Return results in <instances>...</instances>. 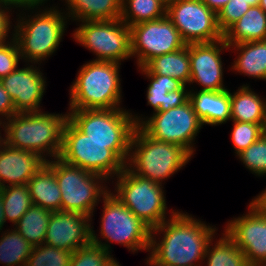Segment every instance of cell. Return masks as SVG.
I'll use <instances>...</instances> for the list:
<instances>
[{
    "label": "cell",
    "instance_id": "cell-1",
    "mask_svg": "<svg viewBox=\"0 0 266 266\" xmlns=\"http://www.w3.org/2000/svg\"><path fill=\"white\" fill-rule=\"evenodd\" d=\"M169 214V219L151 230L149 254L164 265L203 266L206 248L217 235V227L185 211L172 210Z\"/></svg>",
    "mask_w": 266,
    "mask_h": 266
},
{
    "label": "cell",
    "instance_id": "cell-2",
    "mask_svg": "<svg viewBox=\"0 0 266 266\" xmlns=\"http://www.w3.org/2000/svg\"><path fill=\"white\" fill-rule=\"evenodd\" d=\"M55 5L50 8L47 5L43 9L26 8L18 10L19 14L16 12L18 17L14 24L13 37L17 41L23 62L41 65L57 51L63 41L69 19L66 11L63 9L61 12L62 8Z\"/></svg>",
    "mask_w": 266,
    "mask_h": 266
},
{
    "label": "cell",
    "instance_id": "cell-3",
    "mask_svg": "<svg viewBox=\"0 0 266 266\" xmlns=\"http://www.w3.org/2000/svg\"><path fill=\"white\" fill-rule=\"evenodd\" d=\"M65 113H46L42 109L13 114L3 124L5 143L34 152L46 162L58 158L62 150L63 129L68 120V111Z\"/></svg>",
    "mask_w": 266,
    "mask_h": 266
},
{
    "label": "cell",
    "instance_id": "cell-4",
    "mask_svg": "<svg viewBox=\"0 0 266 266\" xmlns=\"http://www.w3.org/2000/svg\"><path fill=\"white\" fill-rule=\"evenodd\" d=\"M129 154L130 143H97L69 119L66 121L58 158L67 164L102 175L111 181L124 170Z\"/></svg>",
    "mask_w": 266,
    "mask_h": 266
},
{
    "label": "cell",
    "instance_id": "cell-5",
    "mask_svg": "<svg viewBox=\"0 0 266 266\" xmlns=\"http://www.w3.org/2000/svg\"><path fill=\"white\" fill-rule=\"evenodd\" d=\"M120 65L95 60L84 63L70 85L68 110L121 108Z\"/></svg>",
    "mask_w": 266,
    "mask_h": 266
},
{
    "label": "cell",
    "instance_id": "cell-6",
    "mask_svg": "<svg viewBox=\"0 0 266 266\" xmlns=\"http://www.w3.org/2000/svg\"><path fill=\"white\" fill-rule=\"evenodd\" d=\"M192 155L183 147L153 139L136 126L126 166L135 174L163 184L183 169Z\"/></svg>",
    "mask_w": 266,
    "mask_h": 266
},
{
    "label": "cell",
    "instance_id": "cell-7",
    "mask_svg": "<svg viewBox=\"0 0 266 266\" xmlns=\"http://www.w3.org/2000/svg\"><path fill=\"white\" fill-rule=\"evenodd\" d=\"M102 201L100 235L96 234L94 227L91 226L92 244L103 248L110 254H112L111 244L114 242L128 248L133 253L138 250L149 252L151 229L136 217L111 190L102 198Z\"/></svg>",
    "mask_w": 266,
    "mask_h": 266
},
{
    "label": "cell",
    "instance_id": "cell-8",
    "mask_svg": "<svg viewBox=\"0 0 266 266\" xmlns=\"http://www.w3.org/2000/svg\"><path fill=\"white\" fill-rule=\"evenodd\" d=\"M53 161V172L61 190V211L77 212L89 217L109 191V184L102 175L67 164L60 158ZM106 182V183H105ZM107 185V186H106Z\"/></svg>",
    "mask_w": 266,
    "mask_h": 266
},
{
    "label": "cell",
    "instance_id": "cell-9",
    "mask_svg": "<svg viewBox=\"0 0 266 266\" xmlns=\"http://www.w3.org/2000/svg\"><path fill=\"white\" fill-rule=\"evenodd\" d=\"M113 180V194L151 230L169 218L164 185L133 173L127 166Z\"/></svg>",
    "mask_w": 266,
    "mask_h": 266
},
{
    "label": "cell",
    "instance_id": "cell-10",
    "mask_svg": "<svg viewBox=\"0 0 266 266\" xmlns=\"http://www.w3.org/2000/svg\"><path fill=\"white\" fill-rule=\"evenodd\" d=\"M134 123L155 140L174 143L194 156L195 139L204 126L188 100L182 106L158 111L149 117L131 113Z\"/></svg>",
    "mask_w": 266,
    "mask_h": 266
},
{
    "label": "cell",
    "instance_id": "cell-11",
    "mask_svg": "<svg viewBox=\"0 0 266 266\" xmlns=\"http://www.w3.org/2000/svg\"><path fill=\"white\" fill-rule=\"evenodd\" d=\"M72 36L76 43L96 55L95 61H121L132 58L130 27L121 19L80 21Z\"/></svg>",
    "mask_w": 266,
    "mask_h": 266
},
{
    "label": "cell",
    "instance_id": "cell-12",
    "mask_svg": "<svg viewBox=\"0 0 266 266\" xmlns=\"http://www.w3.org/2000/svg\"><path fill=\"white\" fill-rule=\"evenodd\" d=\"M130 110H69L68 119L90 140L97 143H131L136 128Z\"/></svg>",
    "mask_w": 266,
    "mask_h": 266
},
{
    "label": "cell",
    "instance_id": "cell-13",
    "mask_svg": "<svg viewBox=\"0 0 266 266\" xmlns=\"http://www.w3.org/2000/svg\"><path fill=\"white\" fill-rule=\"evenodd\" d=\"M166 16L187 45L223 39L217 13L201 0H174L167 5Z\"/></svg>",
    "mask_w": 266,
    "mask_h": 266
},
{
    "label": "cell",
    "instance_id": "cell-14",
    "mask_svg": "<svg viewBox=\"0 0 266 266\" xmlns=\"http://www.w3.org/2000/svg\"><path fill=\"white\" fill-rule=\"evenodd\" d=\"M131 55L137 68L157 56L175 52L187 44L167 17L130 26Z\"/></svg>",
    "mask_w": 266,
    "mask_h": 266
},
{
    "label": "cell",
    "instance_id": "cell-15",
    "mask_svg": "<svg viewBox=\"0 0 266 266\" xmlns=\"http://www.w3.org/2000/svg\"><path fill=\"white\" fill-rule=\"evenodd\" d=\"M247 213L227 221L225 233L239 247L250 266L266 264V213L253 201Z\"/></svg>",
    "mask_w": 266,
    "mask_h": 266
},
{
    "label": "cell",
    "instance_id": "cell-16",
    "mask_svg": "<svg viewBox=\"0 0 266 266\" xmlns=\"http://www.w3.org/2000/svg\"><path fill=\"white\" fill-rule=\"evenodd\" d=\"M228 49L224 39L207 43L189 44L190 82L201 86L203 91L226 90L223 84V62L221 54Z\"/></svg>",
    "mask_w": 266,
    "mask_h": 266
},
{
    "label": "cell",
    "instance_id": "cell-17",
    "mask_svg": "<svg viewBox=\"0 0 266 266\" xmlns=\"http://www.w3.org/2000/svg\"><path fill=\"white\" fill-rule=\"evenodd\" d=\"M25 64L1 78L0 83L12 98L17 113L42 111L40 105L47 88L46 77L36 63Z\"/></svg>",
    "mask_w": 266,
    "mask_h": 266
},
{
    "label": "cell",
    "instance_id": "cell-18",
    "mask_svg": "<svg viewBox=\"0 0 266 266\" xmlns=\"http://www.w3.org/2000/svg\"><path fill=\"white\" fill-rule=\"evenodd\" d=\"M92 217L77 212L51 213L44 243L74 252L92 243Z\"/></svg>",
    "mask_w": 266,
    "mask_h": 266
},
{
    "label": "cell",
    "instance_id": "cell-19",
    "mask_svg": "<svg viewBox=\"0 0 266 266\" xmlns=\"http://www.w3.org/2000/svg\"><path fill=\"white\" fill-rule=\"evenodd\" d=\"M45 162L34 152L5 143L0 149V188L28 184Z\"/></svg>",
    "mask_w": 266,
    "mask_h": 266
},
{
    "label": "cell",
    "instance_id": "cell-20",
    "mask_svg": "<svg viewBox=\"0 0 266 266\" xmlns=\"http://www.w3.org/2000/svg\"><path fill=\"white\" fill-rule=\"evenodd\" d=\"M137 69L150 81L146 99L147 105L153 108V113L182 106L189 100V86L169 76L150 75L142 67Z\"/></svg>",
    "mask_w": 266,
    "mask_h": 266
},
{
    "label": "cell",
    "instance_id": "cell-21",
    "mask_svg": "<svg viewBox=\"0 0 266 266\" xmlns=\"http://www.w3.org/2000/svg\"><path fill=\"white\" fill-rule=\"evenodd\" d=\"M189 89V101L203 125L218 126L231 118L230 89L203 91Z\"/></svg>",
    "mask_w": 266,
    "mask_h": 266
},
{
    "label": "cell",
    "instance_id": "cell-22",
    "mask_svg": "<svg viewBox=\"0 0 266 266\" xmlns=\"http://www.w3.org/2000/svg\"><path fill=\"white\" fill-rule=\"evenodd\" d=\"M27 185L34 205L51 212L61 211L62 194L53 172L52 160L45 162Z\"/></svg>",
    "mask_w": 266,
    "mask_h": 266
},
{
    "label": "cell",
    "instance_id": "cell-23",
    "mask_svg": "<svg viewBox=\"0 0 266 266\" xmlns=\"http://www.w3.org/2000/svg\"><path fill=\"white\" fill-rule=\"evenodd\" d=\"M230 121L247 122L265 125L266 98L252 91L249 84H243L231 93Z\"/></svg>",
    "mask_w": 266,
    "mask_h": 266
},
{
    "label": "cell",
    "instance_id": "cell-24",
    "mask_svg": "<svg viewBox=\"0 0 266 266\" xmlns=\"http://www.w3.org/2000/svg\"><path fill=\"white\" fill-rule=\"evenodd\" d=\"M228 49L238 54L231 71L266 81V40L238 43Z\"/></svg>",
    "mask_w": 266,
    "mask_h": 266
},
{
    "label": "cell",
    "instance_id": "cell-25",
    "mask_svg": "<svg viewBox=\"0 0 266 266\" xmlns=\"http://www.w3.org/2000/svg\"><path fill=\"white\" fill-rule=\"evenodd\" d=\"M64 1V2H63ZM69 21L115 20L121 18L122 0H62ZM71 17V18H70Z\"/></svg>",
    "mask_w": 266,
    "mask_h": 266
},
{
    "label": "cell",
    "instance_id": "cell-26",
    "mask_svg": "<svg viewBox=\"0 0 266 266\" xmlns=\"http://www.w3.org/2000/svg\"><path fill=\"white\" fill-rule=\"evenodd\" d=\"M228 46L238 43L266 40V13L258 6L249 10L224 34Z\"/></svg>",
    "mask_w": 266,
    "mask_h": 266
},
{
    "label": "cell",
    "instance_id": "cell-27",
    "mask_svg": "<svg viewBox=\"0 0 266 266\" xmlns=\"http://www.w3.org/2000/svg\"><path fill=\"white\" fill-rule=\"evenodd\" d=\"M142 68L150 75L169 76L188 86L191 76L189 44L175 52L151 58Z\"/></svg>",
    "mask_w": 266,
    "mask_h": 266
},
{
    "label": "cell",
    "instance_id": "cell-28",
    "mask_svg": "<svg viewBox=\"0 0 266 266\" xmlns=\"http://www.w3.org/2000/svg\"><path fill=\"white\" fill-rule=\"evenodd\" d=\"M222 236L209 242L204 257L203 265L207 266H250L243 251L223 231ZM214 244V245H213Z\"/></svg>",
    "mask_w": 266,
    "mask_h": 266
},
{
    "label": "cell",
    "instance_id": "cell-29",
    "mask_svg": "<svg viewBox=\"0 0 266 266\" xmlns=\"http://www.w3.org/2000/svg\"><path fill=\"white\" fill-rule=\"evenodd\" d=\"M51 211L32 205L13 226L33 247L43 244Z\"/></svg>",
    "mask_w": 266,
    "mask_h": 266
},
{
    "label": "cell",
    "instance_id": "cell-30",
    "mask_svg": "<svg viewBox=\"0 0 266 266\" xmlns=\"http://www.w3.org/2000/svg\"><path fill=\"white\" fill-rule=\"evenodd\" d=\"M0 264L26 266L33 246L14 228L0 234Z\"/></svg>",
    "mask_w": 266,
    "mask_h": 266
},
{
    "label": "cell",
    "instance_id": "cell-31",
    "mask_svg": "<svg viewBox=\"0 0 266 266\" xmlns=\"http://www.w3.org/2000/svg\"><path fill=\"white\" fill-rule=\"evenodd\" d=\"M167 5L161 0H122L121 20L129 27L166 16Z\"/></svg>",
    "mask_w": 266,
    "mask_h": 266
},
{
    "label": "cell",
    "instance_id": "cell-32",
    "mask_svg": "<svg viewBox=\"0 0 266 266\" xmlns=\"http://www.w3.org/2000/svg\"><path fill=\"white\" fill-rule=\"evenodd\" d=\"M3 201L5 222L9 220L13 226L33 205L27 184L5 186L0 188Z\"/></svg>",
    "mask_w": 266,
    "mask_h": 266
},
{
    "label": "cell",
    "instance_id": "cell-33",
    "mask_svg": "<svg viewBox=\"0 0 266 266\" xmlns=\"http://www.w3.org/2000/svg\"><path fill=\"white\" fill-rule=\"evenodd\" d=\"M73 252L45 243L32 248L26 266H69Z\"/></svg>",
    "mask_w": 266,
    "mask_h": 266
},
{
    "label": "cell",
    "instance_id": "cell-34",
    "mask_svg": "<svg viewBox=\"0 0 266 266\" xmlns=\"http://www.w3.org/2000/svg\"><path fill=\"white\" fill-rule=\"evenodd\" d=\"M236 157L252 174L258 177H266V135L263 134Z\"/></svg>",
    "mask_w": 266,
    "mask_h": 266
},
{
    "label": "cell",
    "instance_id": "cell-35",
    "mask_svg": "<svg viewBox=\"0 0 266 266\" xmlns=\"http://www.w3.org/2000/svg\"><path fill=\"white\" fill-rule=\"evenodd\" d=\"M231 140L234 153L238 155L264 134V125L233 121Z\"/></svg>",
    "mask_w": 266,
    "mask_h": 266
},
{
    "label": "cell",
    "instance_id": "cell-36",
    "mask_svg": "<svg viewBox=\"0 0 266 266\" xmlns=\"http://www.w3.org/2000/svg\"><path fill=\"white\" fill-rule=\"evenodd\" d=\"M113 256L103 248L91 243L73 252L69 266H107Z\"/></svg>",
    "mask_w": 266,
    "mask_h": 266
},
{
    "label": "cell",
    "instance_id": "cell-37",
    "mask_svg": "<svg viewBox=\"0 0 266 266\" xmlns=\"http://www.w3.org/2000/svg\"><path fill=\"white\" fill-rule=\"evenodd\" d=\"M250 8L244 0H230L217 13L218 26L224 34L236 23Z\"/></svg>",
    "mask_w": 266,
    "mask_h": 266
},
{
    "label": "cell",
    "instance_id": "cell-38",
    "mask_svg": "<svg viewBox=\"0 0 266 266\" xmlns=\"http://www.w3.org/2000/svg\"><path fill=\"white\" fill-rule=\"evenodd\" d=\"M21 54L17 41L12 36L10 41L0 45V79L6 77L18 68Z\"/></svg>",
    "mask_w": 266,
    "mask_h": 266
},
{
    "label": "cell",
    "instance_id": "cell-39",
    "mask_svg": "<svg viewBox=\"0 0 266 266\" xmlns=\"http://www.w3.org/2000/svg\"><path fill=\"white\" fill-rule=\"evenodd\" d=\"M12 8L4 1L0 0V45L10 40L13 36V23L10 20L12 15ZM11 14V15H10ZM12 29V32H11ZM12 34H10V33ZM10 34V35H9Z\"/></svg>",
    "mask_w": 266,
    "mask_h": 266
},
{
    "label": "cell",
    "instance_id": "cell-40",
    "mask_svg": "<svg viewBox=\"0 0 266 266\" xmlns=\"http://www.w3.org/2000/svg\"><path fill=\"white\" fill-rule=\"evenodd\" d=\"M12 98L0 83V124L3 125L13 114H16Z\"/></svg>",
    "mask_w": 266,
    "mask_h": 266
},
{
    "label": "cell",
    "instance_id": "cell-41",
    "mask_svg": "<svg viewBox=\"0 0 266 266\" xmlns=\"http://www.w3.org/2000/svg\"><path fill=\"white\" fill-rule=\"evenodd\" d=\"M6 2L12 9L19 10L26 8H40V6H45L44 4L49 0H2Z\"/></svg>",
    "mask_w": 266,
    "mask_h": 266
},
{
    "label": "cell",
    "instance_id": "cell-42",
    "mask_svg": "<svg viewBox=\"0 0 266 266\" xmlns=\"http://www.w3.org/2000/svg\"><path fill=\"white\" fill-rule=\"evenodd\" d=\"M204 2L211 10L218 13L222 7L226 5L230 0H201Z\"/></svg>",
    "mask_w": 266,
    "mask_h": 266
},
{
    "label": "cell",
    "instance_id": "cell-43",
    "mask_svg": "<svg viewBox=\"0 0 266 266\" xmlns=\"http://www.w3.org/2000/svg\"><path fill=\"white\" fill-rule=\"evenodd\" d=\"M266 213V188L252 199Z\"/></svg>",
    "mask_w": 266,
    "mask_h": 266
},
{
    "label": "cell",
    "instance_id": "cell-44",
    "mask_svg": "<svg viewBox=\"0 0 266 266\" xmlns=\"http://www.w3.org/2000/svg\"><path fill=\"white\" fill-rule=\"evenodd\" d=\"M5 214H4V210H3V201H2V195L0 192V232L2 230L3 232V226L5 225Z\"/></svg>",
    "mask_w": 266,
    "mask_h": 266
},
{
    "label": "cell",
    "instance_id": "cell-45",
    "mask_svg": "<svg viewBox=\"0 0 266 266\" xmlns=\"http://www.w3.org/2000/svg\"><path fill=\"white\" fill-rule=\"evenodd\" d=\"M148 257L146 258V261L145 263L148 265V266H169V265H164V264H160L158 263L149 253H148Z\"/></svg>",
    "mask_w": 266,
    "mask_h": 266
},
{
    "label": "cell",
    "instance_id": "cell-46",
    "mask_svg": "<svg viewBox=\"0 0 266 266\" xmlns=\"http://www.w3.org/2000/svg\"><path fill=\"white\" fill-rule=\"evenodd\" d=\"M0 128H2L0 129L1 130L0 131V149H1V147L5 144V134H3V136L1 135L2 130H4L3 125L0 124Z\"/></svg>",
    "mask_w": 266,
    "mask_h": 266
},
{
    "label": "cell",
    "instance_id": "cell-47",
    "mask_svg": "<svg viewBox=\"0 0 266 266\" xmlns=\"http://www.w3.org/2000/svg\"><path fill=\"white\" fill-rule=\"evenodd\" d=\"M245 2H247L250 6H258L260 0H244Z\"/></svg>",
    "mask_w": 266,
    "mask_h": 266
},
{
    "label": "cell",
    "instance_id": "cell-48",
    "mask_svg": "<svg viewBox=\"0 0 266 266\" xmlns=\"http://www.w3.org/2000/svg\"><path fill=\"white\" fill-rule=\"evenodd\" d=\"M107 266H121V264H119V262L116 260V258H113L108 264Z\"/></svg>",
    "mask_w": 266,
    "mask_h": 266
},
{
    "label": "cell",
    "instance_id": "cell-49",
    "mask_svg": "<svg viewBox=\"0 0 266 266\" xmlns=\"http://www.w3.org/2000/svg\"><path fill=\"white\" fill-rule=\"evenodd\" d=\"M259 6L264 10L266 13V0H260Z\"/></svg>",
    "mask_w": 266,
    "mask_h": 266
},
{
    "label": "cell",
    "instance_id": "cell-50",
    "mask_svg": "<svg viewBox=\"0 0 266 266\" xmlns=\"http://www.w3.org/2000/svg\"><path fill=\"white\" fill-rule=\"evenodd\" d=\"M164 4L168 5L171 2H173L174 0H161Z\"/></svg>",
    "mask_w": 266,
    "mask_h": 266
},
{
    "label": "cell",
    "instance_id": "cell-51",
    "mask_svg": "<svg viewBox=\"0 0 266 266\" xmlns=\"http://www.w3.org/2000/svg\"><path fill=\"white\" fill-rule=\"evenodd\" d=\"M264 134L266 135V121H265V125H264Z\"/></svg>",
    "mask_w": 266,
    "mask_h": 266
}]
</instances>
